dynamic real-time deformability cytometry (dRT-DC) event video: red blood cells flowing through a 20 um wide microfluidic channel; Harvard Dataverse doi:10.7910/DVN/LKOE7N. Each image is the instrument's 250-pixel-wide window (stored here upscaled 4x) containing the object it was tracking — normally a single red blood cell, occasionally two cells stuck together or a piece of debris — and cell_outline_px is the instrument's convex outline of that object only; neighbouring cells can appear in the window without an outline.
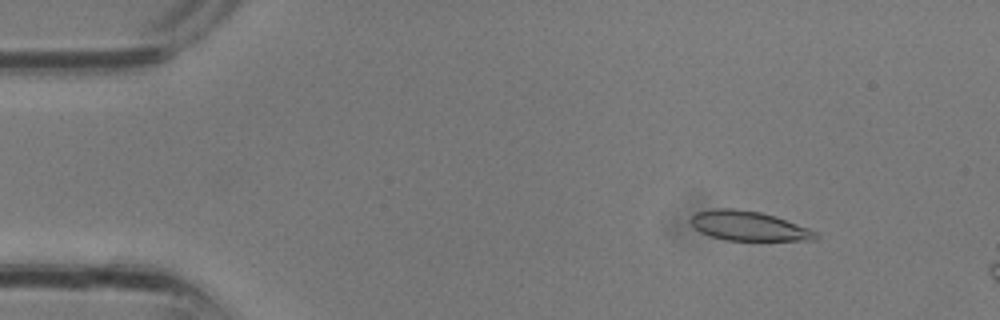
{"species": "common noctule bat (a hibernating species)", "species_latin": "Nyctalus noctula", "temperature_condition": "room temperature", "stored_images_in_passage": 31, "camera_frame_rate_fps": 3000, "um_per_image_px": 0.085, "animal": {"sex": "male", "body_mass_g": 13.3}, "frame": {"image": 1, "passage_image": 4, "time_ms": 1.0, "image_size_px": [1000, 320], "cell_outline_px": [[820, 236], [816, 240], [724, 240], [708, 236], [700, 232], [688, 220], [696, 212], [716, 208], [732, 208], [760, 212], [776, 216], [808, 228], [816, 232]], "centroid_in_image_um": [63.61, 19.2], "position_along_channel_um": 21.4, "area_um2": 21.56}}
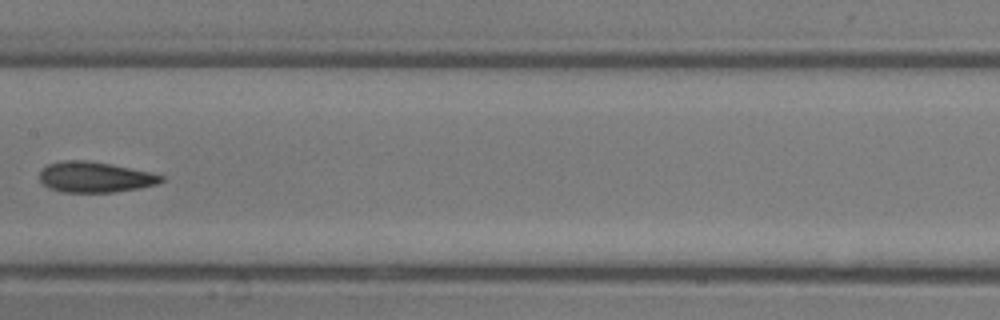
{"frame": {"image": 2, "passage_image": 16, "time_ms": 5.0, "image_size_px": [1000, 320], "cell_outline_px": [[164, 180], [156, 184], [140, 188], [112, 192], [64, 192], [52, 188], [44, 184], [40, 180], [40, 172], [48, 164], [64, 160], [88, 160], [112, 164], [152, 172], [164, 176]], "centroid_in_image_um": [8.11, 15.04], "position_along_channel_um": 199.3, "area_um2": 21.62}}
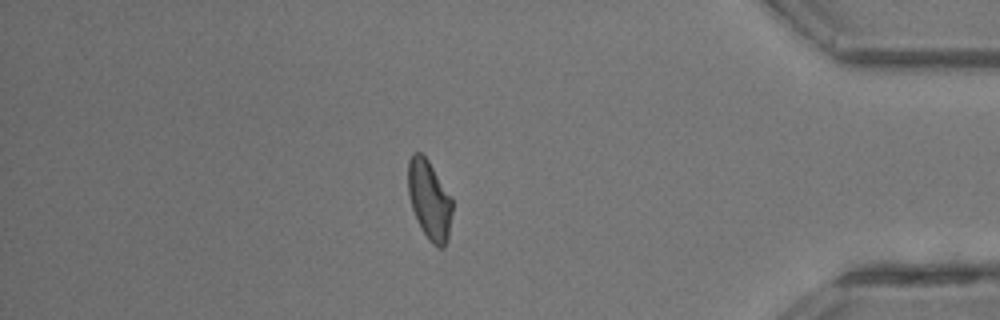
{"frame": {"image": 3, "passage_image": 27, "time_ms": 8.667, "image_size_px": [1000, 320], "cell_outline_px": [[452, 212], [448, 240], [444, 248], [440, 248], [432, 244], [428, 240], [420, 228], [412, 208], [408, 192], [408, 160], [412, 152], [420, 152], [428, 160], [452, 196]], "centroid_in_image_um": [36.5, 17.0], "position_along_channel_um": 398.7, "area_um2": 20.69}}